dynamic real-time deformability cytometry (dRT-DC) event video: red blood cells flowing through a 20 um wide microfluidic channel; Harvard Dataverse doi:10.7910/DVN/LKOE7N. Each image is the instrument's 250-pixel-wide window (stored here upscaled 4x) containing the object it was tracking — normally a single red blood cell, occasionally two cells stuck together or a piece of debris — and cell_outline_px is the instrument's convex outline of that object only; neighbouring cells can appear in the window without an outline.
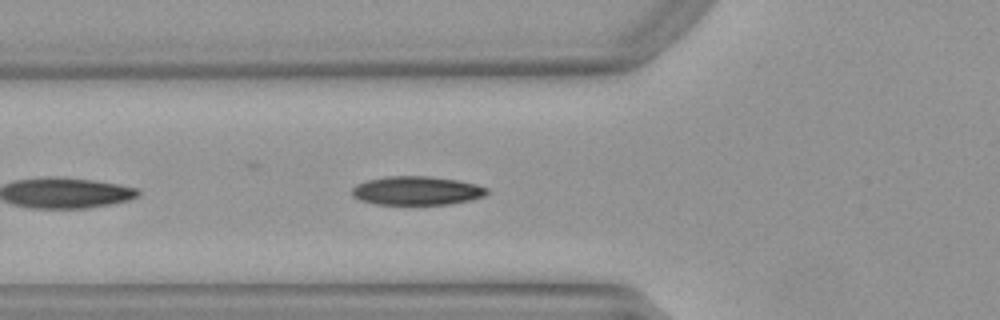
{"species": "Egyptian fruit bat (a non-hibernating species)", "species_latin": "Rousettus aegyptiacus", "temperature_condition": "warm", "stored_images_in_passage": 8, "camera_frame_rate_fps": 3000, "um_per_image_px": 0.085, "animal": {"sex": "female"}, "frame": {"image": 1, "passage_image": 5, "time_ms": 1.333, "image_size_px": [1000, 320], "cell_outline_px": [[488, 192], [484, 196], [468, 200], [448, 204], [376, 204], [360, 200], [352, 196], [352, 188], [356, 184], [368, 180], [388, 176], [428, 176], [456, 180], [476, 184], [488, 188]], "centroid_in_image_um": [35.4, 16.2], "position_along_channel_um": 90.4, "area_um2": 22.43}}